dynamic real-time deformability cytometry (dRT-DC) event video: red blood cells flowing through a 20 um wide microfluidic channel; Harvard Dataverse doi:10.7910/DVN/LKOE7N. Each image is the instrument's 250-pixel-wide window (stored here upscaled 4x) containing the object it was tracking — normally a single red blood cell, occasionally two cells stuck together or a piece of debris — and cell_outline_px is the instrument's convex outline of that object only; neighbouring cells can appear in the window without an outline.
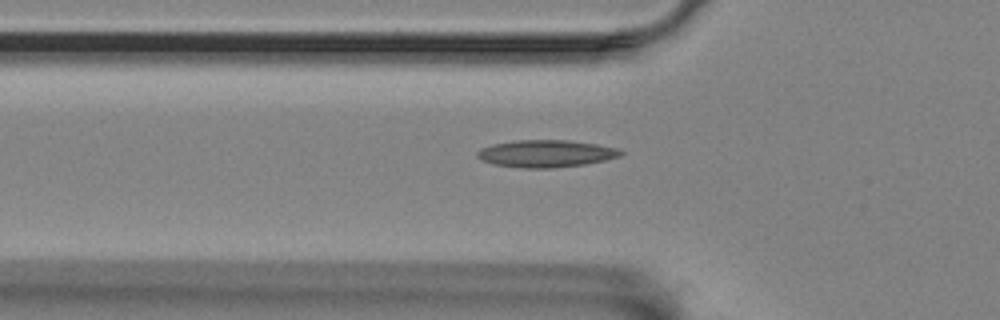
{"species": "Egyptian fruit bat (a non-hibernating species)", "species_latin": "Rousettus aegyptiacus", "temperature_condition": "room temperature", "stored_images_in_passage": 42, "camera_frame_rate_fps": 3000, "um_per_image_px": 0.085, "animal": {"sex": "female"}, "frame": {"image": 1, "passage_image": 5, "time_ms": 1.333, "image_size_px": [1000, 320], "cell_outline_px": [[624, 152], [620, 156], [604, 160], [584, 164], [552, 168], [524, 168], [492, 164], [476, 156], [476, 152], [492, 144], [516, 140], [568, 140], [596, 144], [616, 148]], "centroid_in_image_um": [46.4, 13.05], "position_along_channel_um": 79.4, "area_um2": 22.54}}
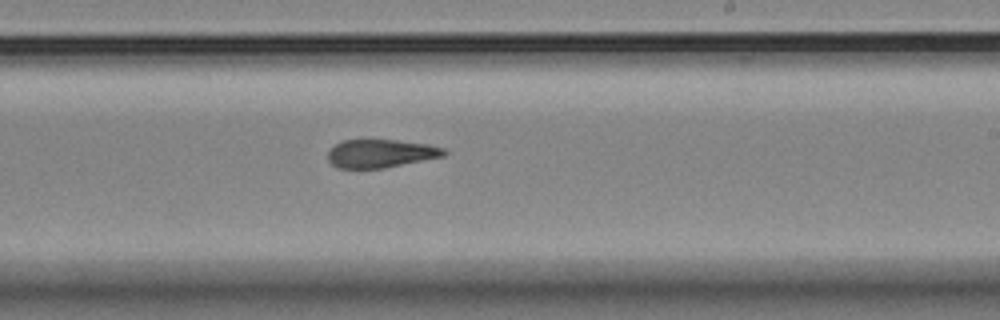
{"frame": {"image": 2, "passage_image": 20, "time_ms": 6.333, "image_size_px": [1000, 320], "cell_outline_px": [[448, 152], [444, 156], [384, 168], [336, 168], [328, 160], [328, 152], [336, 144], [344, 140], [396, 140], [428, 144], [444, 148]], "centroid_in_image_um": [32.37, 13.05], "position_along_channel_um": 256.6, "area_um2": 19.02}}
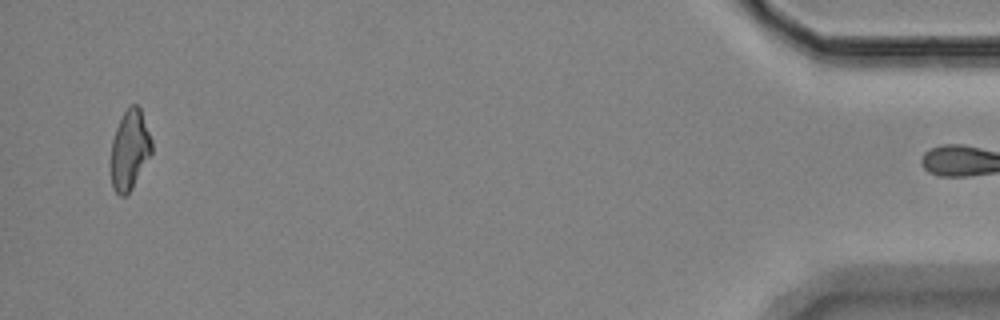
{"frame": {"image": 3, "passage_image": 41, "time_ms": 13.333, "image_size_px": [1000, 320], "cell_outline_px": [[152, 152], [132, 188], [124, 196], [120, 196], [112, 188], [112, 140], [116, 128], [124, 112], [132, 104], [136, 104], [140, 108], [152, 140]], "centroid_in_image_um": [11.03, 12.73], "position_along_channel_um": 424.2, "area_um2": 18.55}}